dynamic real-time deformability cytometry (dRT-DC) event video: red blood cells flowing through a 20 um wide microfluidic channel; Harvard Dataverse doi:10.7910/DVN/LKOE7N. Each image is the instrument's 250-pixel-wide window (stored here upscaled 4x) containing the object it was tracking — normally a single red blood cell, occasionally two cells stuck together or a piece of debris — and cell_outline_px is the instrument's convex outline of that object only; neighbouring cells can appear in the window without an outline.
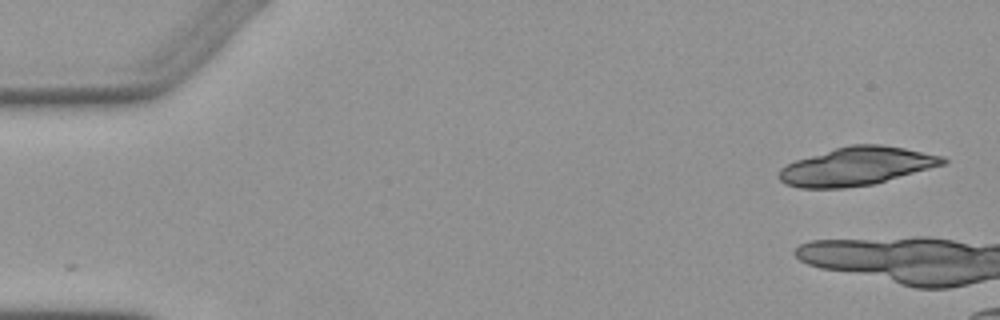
{"species": "Egyptian fruit bat (a non-hibernating species)", "species_latin": "Rousettus aegyptiacus", "temperature_condition": "warm", "stored_images_in_passage": 3, "camera_frame_rate_fps": 3000, "um_per_image_px": 0.085, "animal": {"sex": "female"}, "frame": {"image": 1, "passage_image": 1, "time_ms": 0.0, "image_size_px": [1000, 320], "cell_outline_px": [[948, 160], [944, 164], [872, 184], [844, 188], [800, 188], [784, 184], [780, 180], [780, 168], [796, 160], [836, 148], [852, 144], [880, 144], [904, 148], [944, 156]], "centroid_in_image_um": [72.8, 14.13], "position_along_channel_um": 12.2, "area_um2": 36.07}}